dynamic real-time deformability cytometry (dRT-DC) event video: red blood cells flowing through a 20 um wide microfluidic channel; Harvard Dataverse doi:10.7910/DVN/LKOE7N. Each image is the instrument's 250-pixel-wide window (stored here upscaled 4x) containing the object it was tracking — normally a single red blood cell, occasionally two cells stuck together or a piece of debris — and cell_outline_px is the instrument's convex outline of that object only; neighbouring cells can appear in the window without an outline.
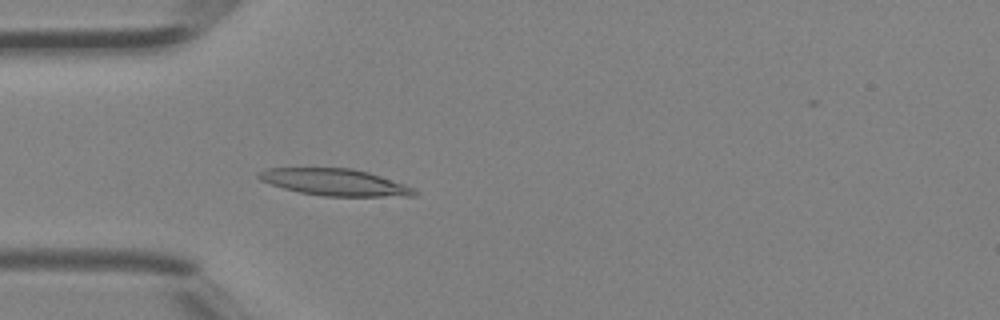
{"species": "Egyptian fruit bat (a non-hibernating species)", "species_latin": "Rousettus aegyptiacus", "temperature_condition": "room temperature", "stored_images_in_passage": 32, "camera_frame_rate_fps": 3000, "um_per_image_px": 0.085, "animal": {"sex": "female"}, "frame": {"image": 1, "passage_image": 2, "time_ms": 0.333, "image_size_px": [1000, 320], "cell_outline_px": [[420, 192], [416, 196], [324, 196], [300, 192], [284, 188], [260, 180], [256, 176], [260, 172], [268, 168], [352, 168], [368, 172], [404, 184]], "centroid_in_image_um": [28.48, 15.49], "position_along_channel_um": 56.5, "area_um2": 24.04}}
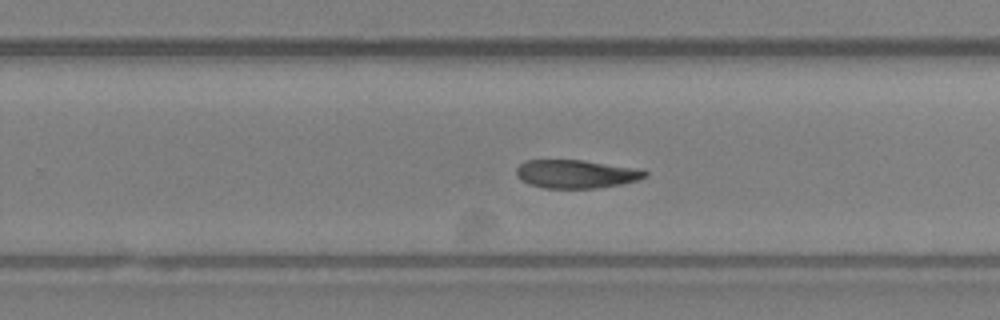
{"frame": {"image": 2, "passage_image": 16, "time_ms": 5.0, "image_size_px": [1000, 320], "cell_outline_px": [[648, 176], [636, 180], [620, 184], [596, 188], [544, 188], [528, 184], [516, 176], [516, 168], [520, 164], [528, 160], [580, 160], [644, 168], [648, 172]], "centroid_in_image_um": [49.0, 14.78], "position_along_channel_um": 280.8, "area_um2": 21.44}}
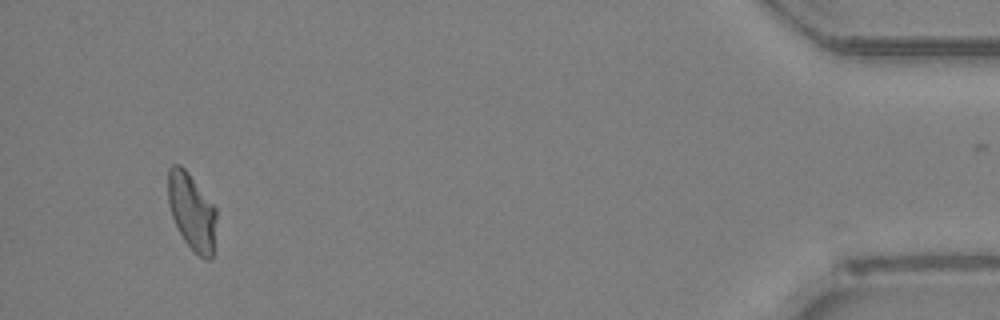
{"frame": {"image": 3, "passage_image": 29, "time_ms": 9.333, "image_size_px": [1000, 320], "cell_outline_px": [[216, 216], [212, 260], [204, 260], [184, 240], [172, 216], [168, 204], [168, 168], [172, 164], [180, 164], [188, 172], [216, 208]], "centroid_in_image_um": [16.29, 17.96], "position_along_channel_um": 418.9, "area_um2": 21.44}}